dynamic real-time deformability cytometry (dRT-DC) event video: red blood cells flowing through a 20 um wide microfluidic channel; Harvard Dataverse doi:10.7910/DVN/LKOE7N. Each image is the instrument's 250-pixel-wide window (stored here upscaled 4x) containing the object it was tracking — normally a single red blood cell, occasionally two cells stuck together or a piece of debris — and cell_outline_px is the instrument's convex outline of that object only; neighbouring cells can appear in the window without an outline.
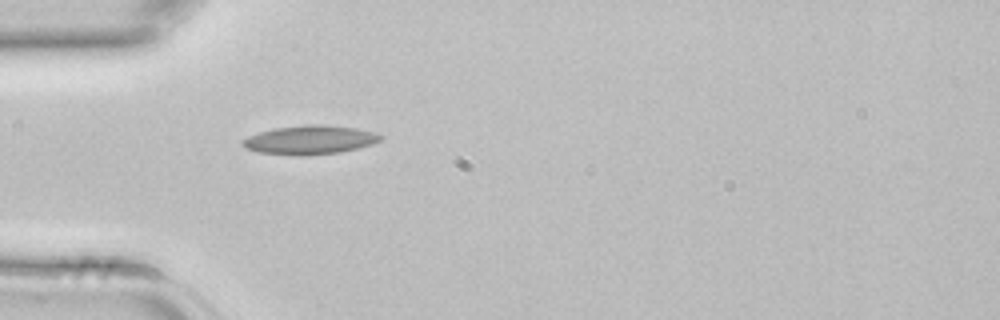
{"species": "common noctule bat (a hibernating species)", "species_latin": "Nyctalus noctula", "temperature_condition": "room temperature", "stored_images_in_passage": 1, "camera_frame_rate_fps": 3000, "um_per_image_px": 0.085, "animal": {"sex": "female", "body_mass_g": 22.7, "forearm_length_mm": 54.2}, "frame": {"image": 1, "passage_image": 1, "time_ms": 0.0, "image_size_px": [1000, 320], "cell_outline_px": [[384, 136], [380, 140], [372, 144], [340, 152], [304, 156], [292, 156], [256, 152], [244, 148], [240, 144], [240, 140], [248, 136], [260, 132], [276, 128], [304, 124], [320, 124], [356, 128], [372, 132]], "centroid_in_image_um": [26.26, 11.9], "position_along_channel_um": 58.7, "area_um2": 23.41}}